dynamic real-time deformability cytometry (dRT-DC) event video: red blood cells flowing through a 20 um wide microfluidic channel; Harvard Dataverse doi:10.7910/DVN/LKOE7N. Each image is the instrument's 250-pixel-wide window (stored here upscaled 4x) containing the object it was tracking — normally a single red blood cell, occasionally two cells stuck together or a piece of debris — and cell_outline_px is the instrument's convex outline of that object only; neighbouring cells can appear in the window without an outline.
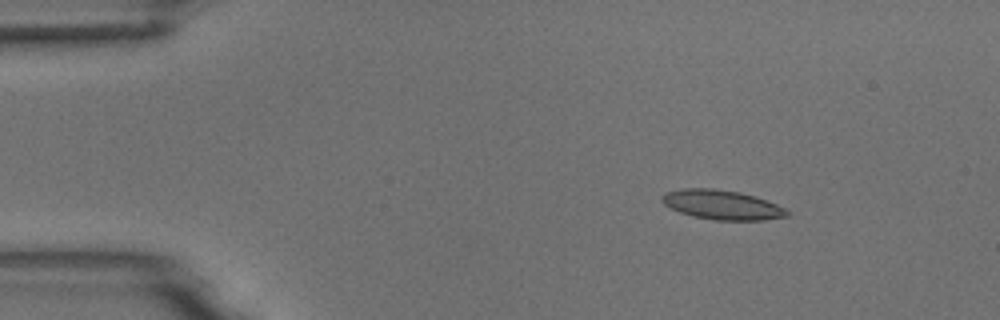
{"species": "common noctule bat (a hibernating species)", "species_latin": "Nyctalus noctula", "temperature_condition": "room temperature", "stored_images_in_passage": 6, "camera_frame_rate_fps": 3000, "um_per_image_px": 0.085, "animal": {"sex": "male", "body_mass_g": 18.8}, "frame": {"image": 1, "passage_image": 3, "time_ms": 0.667, "image_size_px": [1000, 320], "cell_outline_px": [[792, 212], [788, 216], [764, 220], [716, 220], [692, 216], [680, 212], [664, 204], [660, 200], [660, 196], [664, 192], [680, 188], [712, 188], [740, 192], [756, 196], [788, 208]], "centroid_in_image_um": [61.4, 17.4], "position_along_channel_um": 23.6, "area_um2": 21.85}}